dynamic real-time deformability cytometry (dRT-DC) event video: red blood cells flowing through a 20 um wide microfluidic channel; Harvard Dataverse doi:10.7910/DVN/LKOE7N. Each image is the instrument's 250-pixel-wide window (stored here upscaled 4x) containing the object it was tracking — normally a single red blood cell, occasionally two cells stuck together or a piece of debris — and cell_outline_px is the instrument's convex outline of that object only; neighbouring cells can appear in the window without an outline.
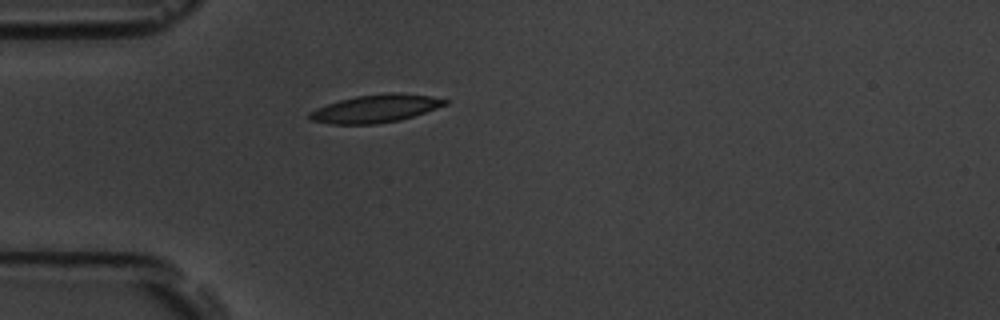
{"species": "common noctule bat (a hibernating species)", "species_latin": "Nyctalus noctula", "temperature_condition": "room temperature", "stored_images_in_passage": 1, "camera_frame_rate_fps": 3000, "um_per_image_px": 0.085, "animal": {"sex": "male", "body_mass_g": 19.5, "forearm_length_mm": 54.6}, "frame": {"image": 1, "passage_image": 1, "time_ms": 0.0, "image_size_px": [1000, 320], "cell_outline_px": [[448, 104], [400, 120], [376, 124], [332, 124], [308, 120], [308, 112], [316, 108], [340, 100], [356, 96], [388, 92], [396, 92], [428, 96], [448, 100]], "centroid_in_image_um": [31.87, 9.23], "position_along_channel_um": 53.1, "area_um2": 21.91}}